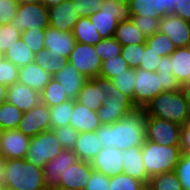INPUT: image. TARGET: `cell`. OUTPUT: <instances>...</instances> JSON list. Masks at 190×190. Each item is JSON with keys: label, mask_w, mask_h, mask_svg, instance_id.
<instances>
[{"label": "cell", "mask_w": 190, "mask_h": 190, "mask_svg": "<svg viewBox=\"0 0 190 190\" xmlns=\"http://www.w3.org/2000/svg\"><path fill=\"white\" fill-rule=\"evenodd\" d=\"M144 108H136L131 113L110 125H101L96 133L103 147H116L121 151L142 146L145 142Z\"/></svg>", "instance_id": "obj_1"}, {"label": "cell", "mask_w": 190, "mask_h": 190, "mask_svg": "<svg viewBox=\"0 0 190 190\" xmlns=\"http://www.w3.org/2000/svg\"><path fill=\"white\" fill-rule=\"evenodd\" d=\"M144 109L148 116L165 119L181 126L190 121L188 104L182 89L162 91Z\"/></svg>", "instance_id": "obj_2"}, {"label": "cell", "mask_w": 190, "mask_h": 190, "mask_svg": "<svg viewBox=\"0 0 190 190\" xmlns=\"http://www.w3.org/2000/svg\"><path fill=\"white\" fill-rule=\"evenodd\" d=\"M104 93L106 99L96 111L102 125H110L136 109L131 98L120 92L111 79L96 76L92 79Z\"/></svg>", "instance_id": "obj_3"}, {"label": "cell", "mask_w": 190, "mask_h": 190, "mask_svg": "<svg viewBox=\"0 0 190 190\" xmlns=\"http://www.w3.org/2000/svg\"><path fill=\"white\" fill-rule=\"evenodd\" d=\"M5 186L16 190H47L43 168L25 159H5Z\"/></svg>", "instance_id": "obj_4"}, {"label": "cell", "mask_w": 190, "mask_h": 190, "mask_svg": "<svg viewBox=\"0 0 190 190\" xmlns=\"http://www.w3.org/2000/svg\"><path fill=\"white\" fill-rule=\"evenodd\" d=\"M141 152L149 177L174 171L181 155L180 145H159L147 140L141 146Z\"/></svg>", "instance_id": "obj_5"}, {"label": "cell", "mask_w": 190, "mask_h": 190, "mask_svg": "<svg viewBox=\"0 0 190 190\" xmlns=\"http://www.w3.org/2000/svg\"><path fill=\"white\" fill-rule=\"evenodd\" d=\"M102 39L112 38L121 21L132 19L129 3L103 1L102 9L88 16Z\"/></svg>", "instance_id": "obj_6"}, {"label": "cell", "mask_w": 190, "mask_h": 190, "mask_svg": "<svg viewBox=\"0 0 190 190\" xmlns=\"http://www.w3.org/2000/svg\"><path fill=\"white\" fill-rule=\"evenodd\" d=\"M64 149L52 129L31 137L25 160L43 168Z\"/></svg>", "instance_id": "obj_7"}, {"label": "cell", "mask_w": 190, "mask_h": 190, "mask_svg": "<svg viewBox=\"0 0 190 190\" xmlns=\"http://www.w3.org/2000/svg\"><path fill=\"white\" fill-rule=\"evenodd\" d=\"M182 126L161 118L148 116L145 120V140L159 145H181Z\"/></svg>", "instance_id": "obj_8"}, {"label": "cell", "mask_w": 190, "mask_h": 190, "mask_svg": "<svg viewBox=\"0 0 190 190\" xmlns=\"http://www.w3.org/2000/svg\"><path fill=\"white\" fill-rule=\"evenodd\" d=\"M11 25L20 32L46 29L49 26L48 8L43 3L19 4L18 13Z\"/></svg>", "instance_id": "obj_9"}, {"label": "cell", "mask_w": 190, "mask_h": 190, "mask_svg": "<svg viewBox=\"0 0 190 190\" xmlns=\"http://www.w3.org/2000/svg\"><path fill=\"white\" fill-rule=\"evenodd\" d=\"M69 64L75 67L86 79L99 76L102 60L95 51V46L76 42L68 58Z\"/></svg>", "instance_id": "obj_10"}, {"label": "cell", "mask_w": 190, "mask_h": 190, "mask_svg": "<svg viewBox=\"0 0 190 190\" xmlns=\"http://www.w3.org/2000/svg\"><path fill=\"white\" fill-rule=\"evenodd\" d=\"M161 74L143 69H135L134 105L144 108L153 98L163 90L161 88Z\"/></svg>", "instance_id": "obj_11"}, {"label": "cell", "mask_w": 190, "mask_h": 190, "mask_svg": "<svg viewBox=\"0 0 190 190\" xmlns=\"http://www.w3.org/2000/svg\"><path fill=\"white\" fill-rule=\"evenodd\" d=\"M17 129L30 138L50 130V107L40 102L29 111L24 112Z\"/></svg>", "instance_id": "obj_12"}, {"label": "cell", "mask_w": 190, "mask_h": 190, "mask_svg": "<svg viewBox=\"0 0 190 190\" xmlns=\"http://www.w3.org/2000/svg\"><path fill=\"white\" fill-rule=\"evenodd\" d=\"M31 138L18 129L0 133V154L5 159H25Z\"/></svg>", "instance_id": "obj_13"}, {"label": "cell", "mask_w": 190, "mask_h": 190, "mask_svg": "<svg viewBox=\"0 0 190 190\" xmlns=\"http://www.w3.org/2000/svg\"><path fill=\"white\" fill-rule=\"evenodd\" d=\"M159 31L166 34L176 48L190 46V22L173 13H168L160 19Z\"/></svg>", "instance_id": "obj_14"}, {"label": "cell", "mask_w": 190, "mask_h": 190, "mask_svg": "<svg viewBox=\"0 0 190 190\" xmlns=\"http://www.w3.org/2000/svg\"><path fill=\"white\" fill-rule=\"evenodd\" d=\"M49 26L61 31L73 32L75 24L80 19L77 15L76 4L73 0H65L58 5L48 8Z\"/></svg>", "instance_id": "obj_15"}, {"label": "cell", "mask_w": 190, "mask_h": 190, "mask_svg": "<svg viewBox=\"0 0 190 190\" xmlns=\"http://www.w3.org/2000/svg\"><path fill=\"white\" fill-rule=\"evenodd\" d=\"M79 160L73 150H63L43 167L47 190L59 187L62 173Z\"/></svg>", "instance_id": "obj_16"}, {"label": "cell", "mask_w": 190, "mask_h": 190, "mask_svg": "<svg viewBox=\"0 0 190 190\" xmlns=\"http://www.w3.org/2000/svg\"><path fill=\"white\" fill-rule=\"evenodd\" d=\"M76 39L73 32H61L51 26L45 29L44 48L48 53L69 58L74 48Z\"/></svg>", "instance_id": "obj_17"}, {"label": "cell", "mask_w": 190, "mask_h": 190, "mask_svg": "<svg viewBox=\"0 0 190 190\" xmlns=\"http://www.w3.org/2000/svg\"><path fill=\"white\" fill-rule=\"evenodd\" d=\"M179 0H130L132 16L159 18L172 13Z\"/></svg>", "instance_id": "obj_18"}, {"label": "cell", "mask_w": 190, "mask_h": 190, "mask_svg": "<svg viewBox=\"0 0 190 190\" xmlns=\"http://www.w3.org/2000/svg\"><path fill=\"white\" fill-rule=\"evenodd\" d=\"M122 151L116 147H103L90 162L94 170L112 177L123 173Z\"/></svg>", "instance_id": "obj_19"}, {"label": "cell", "mask_w": 190, "mask_h": 190, "mask_svg": "<svg viewBox=\"0 0 190 190\" xmlns=\"http://www.w3.org/2000/svg\"><path fill=\"white\" fill-rule=\"evenodd\" d=\"M93 170L90 162L78 160L62 173L59 187L84 190Z\"/></svg>", "instance_id": "obj_20"}, {"label": "cell", "mask_w": 190, "mask_h": 190, "mask_svg": "<svg viewBox=\"0 0 190 190\" xmlns=\"http://www.w3.org/2000/svg\"><path fill=\"white\" fill-rule=\"evenodd\" d=\"M6 101L15 105L22 112L29 111L41 102L40 92L20 82L8 86Z\"/></svg>", "instance_id": "obj_21"}, {"label": "cell", "mask_w": 190, "mask_h": 190, "mask_svg": "<svg viewBox=\"0 0 190 190\" xmlns=\"http://www.w3.org/2000/svg\"><path fill=\"white\" fill-rule=\"evenodd\" d=\"M69 125L81 133L96 131L102 124L96 111L74 100V108Z\"/></svg>", "instance_id": "obj_22"}, {"label": "cell", "mask_w": 190, "mask_h": 190, "mask_svg": "<svg viewBox=\"0 0 190 190\" xmlns=\"http://www.w3.org/2000/svg\"><path fill=\"white\" fill-rule=\"evenodd\" d=\"M52 78V75L35 62L20 67L18 72V82L38 92H41Z\"/></svg>", "instance_id": "obj_23"}, {"label": "cell", "mask_w": 190, "mask_h": 190, "mask_svg": "<svg viewBox=\"0 0 190 190\" xmlns=\"http://www.w3.org/2000/svg\"><path fill=\"white\" fill-rule=\"evenodd\" d=\"M121 155L123 156V173L148 185L150 177L147 175L143 165L141 146L123 150Z\"/></svg>", "instance_id": "obj_24"}, {"label": "cell", "mask_w": 190, "mask_h": 190, "mask_svg": "<svg viewBox=\"0 0 190 190\" xmlns=\"http://www.w3.org/2000/svg\"><path fill=\"white\" fill-rule=\"evenodd\" d=\"M103 148L96 131L81 132L73 148L79 160L91 162Z\"/></svg>", "instance_id": "obj_25"}, {"label": "cell", "mask_w": 190, "mask_h": 190, "mask_svg": "<svg viewBox=\"0 0 190 190\" xmlns=\"http://www.w3.org/2000/svg\"><path fill=\"white\" fill-rule=\"evenodd\" d=\"M53 78L63 85L68 97L74 100L88 80L69 63L61 71L57 72Z\"/></svg>", "instance_id": "obj_26"}, {"label": "cell", "mask_w": 190, "mask_h": 190, "mask_svg": "<svg viewBox=\"0 0 190 190\" xmlns=\"http://www.w3.org/2000/svg\"><path fill=\"white\" fill-rule=\"evenodd\" d=\"M170 69L181 86L190 83V46L176 48L170 55Z\"/></svg>", "instance_id": "obj_27"}, {"label": "cell", "mask_w": 190, "mask_h": 190, "mask_svg": "<svg viewBox=\"0 0 190 190\" xmlns=\"http://www.w3.org/2000/svg\"><path fill=\"white\" fill-rule=\"evenodd\" d=\"M105 99L106 93L92 79H88L75 100L93 111H97Z\"/></svg>", "instance_id": "obj_28"}, {"label": "cell", "mask_w": 190, "mask_h": 190, "mask_svg": "<svg viewBox=\"0 0 190 190\" xmlns=\"http://www.w3.org/2000/svg\"><path fill=\"white\" fill-rule=\"evenodd\" d=\"M113 37L122 46L146 43L147 39L146 36L141 33L132 19L119 22Z\"/></svg>", "instance_id": "obj_29"}, {"label": "cell", "mask_w": 190, "mask_h": 190, "mask_svg": "<svg viewBox=\"0 0 190 190\" xmlns=\"http://www.w3.org/2000/svg\"><path fill=\"white\" fill-rule=\"evenodd\" d=\"M73 35L78 43L96 45L102 40L100 34L88 17H83L78 20L73 29Z\"/></svg>", "instance_id": "obj_30"}, {"label": "cell", "mask_w": 190, "mask_h": 190, "mask_svg": "<svg viewBox=\"0 0 190 190\" xmlns=\"http://www.w3.org/2000/svg\"><path fill=\"white\" fill-rule=\"evenodd\" d=\"M34 62L52 76L61 71L69 63L68 59L64 56L52 55L45 48L35 54Z\"/></svg>", "instance_id": "obj_31"}, {"label": "cell", "mask_w": 190, "mask_h": 190, "mask_svg": "<svg viewBox=\"0 0 190 190\" xmlns=\"http://www.w3.org/2000/svg\"><path fill=\"white\" fill-rule=\"evenodd\" d=\"M41 102L49 107H53L69 100L63 85L52 78L40 92Z\"/></svg>", "instance_id": "obj_32"}, {"label": "cell", "mask_w": 190, "mask_h": 190, "mask_svg": "<svg viewBox=\"0 0 190 190\" xmlns=\"http://www.w3.org/2000/svg\"><path fill=\"white\" fill-rule=\"evenodd\" d=\"M34 57L35 54L27 47L21 38L4 54V58L11 61L18 68L34 62Z\"/></svg>", "instance_id": "obj_33"}, {"label": "cell", "mask_w": 190, "mask_h": 190, "mask_svg": "<svg viewBox=\"0 0 190 190\" xmlns=\"http://www.w3.org/2000/svg\"><path fill=\"white\" fill-rule=\"evenodd\" d=\"M73 108L74 99H69L59 105L50 107L51 129L68 126L70 124Z\"/></svg>", "instance_id": "obj_34"}, {"label": "cell", "mask_w": 190, "mask_h": 190, "mask_svg": "<svg viewBox=\"0 0 190 190\" xmlns=\"http://www.w3.org/2000/svg\"><path fill=\"white\" fill-rule=\"evenodd\" d=\"M24 112H22L15 105L10 104L5 101L0 105V129L10 130L17 129L20 123V120L23 117Z\"/></svg>", "instance_id": "obj_35"}, {"label": "cell", "mask_w": 190, "mask_h": 190, "mask_svg": "<svg viewBox=\"0 0 190 190\" xmlns=\"http://www.w3.org/2000/svg\"><path fill=\"white\" fill-rule=\"evenodd\" d=\"M147 187L150 190H183L175 171L153 175Z\"/></svg>", "instance_id": "obj_36"}, {"label": "cell", "mask_w": 190, "mask_h": 190, "mask_svg": "<svg viewBox=\"0 0 190 190\" xmlns=\"http://www.w3.org/2000/svg\"><path fill=\"white\" fill-rule=\"evenodd\" d=\"M146 45L162 57L170 56L176 50L172 40L160 31L150 37H147Z\"/></svg>", "instance_id": "obj_37"}, {"label": "cell", "mask_w": 190, "mask_h": 190, "mask_svg": "<svg viewBox=\"0 0 190 190\" xmlns=\"http://www.w3.org/2000/svg\"><path fill=\"white\" fill-rule=\"evenodd\" d=\"M127 69H130V66L122 55H118L102 61L99 76L106 79H112L116 75L124 73Z\"/></svg>", "instance_id": "obj_38"}, {"label": "cell", "mask_w": 190, "mask_h": 190, "mask_svg": "<svg viewBox=\"0 0 190 190\" xmlns=\"http://www.w3.org/2000/svg\"><path fill=\"white\" fill-rule=\"evenodd\" d=\"M109 185V190H145L147 188L144 182L125 173L110 177Z\"/></svg>", "instance_id": "obj_39"}, {"label": "cell", "mask_w": 190, "mask_h": 190, "mask_svg": "<svg viewBox=\"0 0 190 190\" xmlns=\"http://www.w3.org/2000/svg\"><path fill=\"white\" fill-rule=\"evenodd\" d=\"M116 88L132 99L134 104L135 69H127L111 79Z\"/></svg>", "instance_id": "obj_40"}, {"label": "cell", "mask_w": 190, "mask_h": 190, "mask_svg": "<svg viewBox=\"0 0 190 190\" xmlns=\"http://www.w3.org/2000/svg\"><path fill=\"white\" fill-rule=\"evenodd\" d=\"M94 46L102 61L121 55L122 52V45L114 37L102 39Z\"/></svg>", "instance_id": "obj_41"}, {"label": "cell", "mask_w": 190, "mask_h": 190, "mask_svg": "<svg viewBox=\"0 0 190 190\" xmlns=\"http://www.w3.org/2000/svg\"><path fill=\"white\" fill-rule=\"evenodd\" d=\"M21 32L11 24L0 25V51L5 52L20 40Z\"/></svg>", "instance_id": "obj_42"}, {"label": "cell", "mask_w": 190, "mask_h": 190, "mask_svg": "<svg viewBox=\"0 0 190 190\" xmlns=\"http://www.w3.org/2000/svg\"><path fill=\"white\" fill-rule=\"evenodd\" d=\"M142 52H144V43L130 44L122 46L121 55L131 69H138L142 60Z\"/></svg>", "instance_id": "obj_43"}, {"label": "cell", "mask_w": 190, "mask_h": 190, "mask_svg": "<svg viewBox=\"0 0 190 190\" xmlns=\"http://www.w3.org/2000/svg\"><path fill=\"white\" fill-rule=\"evenodd\" d=\"M175 173L181 183L183 190H190V154L181 152Z\"/></svg>", "instance_id": "obj_44"}, {"label": "cell", "mask_w": 190, "mask_h": 190, "mask_svg": "<svg viewBox=\"0 0 190 190\" xmlns=\"http://www.w3.org/2000/svg\"><path fill=\"white\" fill-rule=\"evenodd\" d=\"M44 35L45 29H31L21 32V39L25 42L27 47L36 54L41 49H44Z\"/></svg>", "instance_id": "obj_45"}, {"label": "cell", "mask_w": 190, "mask_h": 190, "mask_svg": "<svg viewBox=\"0 0 190 190\" xmlns=\"http://www.w3.org/2000/svg\"><path fill=\"white\" fill-rule=\"evenodd\" d=\"M64 150H73L79 132L72 126L57 127L52 129Z\"/></svg>", "instance_id": "obj_46"}, {"label": "cell", "mask_w": 190, "mask_h": 190, "mask_svg": "<svg viewBox=\"0 0 190 190\" xmlns=\"http://www.w3.org/2000/svg\"><path fill=\"white\" fill-rule=\"evenodd\" d=\"M19 68L6 58L0 60V83L10 86L18 81Z\"/></svg>", "instance_id": "obj_47"}, {"label": "cell", "mask_w": 190, "mask_h": 190, "mask_svg": "<svg viewBox=\"0 0 190 190\" xmlns=\"http://www.w3.org/2000/svg\"><path fill=\"white\" fill-rule=\"evenodd\" d=\"M132 20L141 33L147 37L154 35L159 31L160 19L159 18H150L144 16H132Z\"/></svg>", "instance_id": "obj_48"}, {"label": "cell", "mask_w": 190, "mask_h": 190, "mask_svg": "<svg viewBox=\"0 0 190 190\" xmlns=\"http://www.w3.org/2000/svg\"><path fill=\"white\" fill-rule=\"evenodd\" d=\"M17 0H0V25L11 24L18 13Z\"/></svg>", "instance_id": "obj_49"}, {"label": "cell", "mask_w": 190, "mask_h": 190, "mask_svg": "<svg viewBox=\"0 0 190 190\" xmlns=\"http://www.w3.org/2000/svg\"><path fill=\"white\" fill-rule=\"evenodd\" d=\"M161 58V55H158L157 52L144 43V52H142V60L139 68L150 72H157L158 63Z\"/></svg>", "instance_id": "obj_50"}, {"label": "cell", "mask_w": 190, "mask_h": 190, "mask_svg": "<svg viewBox=\"0 0 190 190\" xmlns=\"http://www.w3.org/2000/svg\"><path fill=\"white\" fill-rule=\"evenodd\" d=\"M73 4H76L79 18H83L101 11L103 0H73Z\"/></svg>", "instance_id": "obj_51"}, {"label": "cell", "mask_w": 190, "mask_h": 190, "mask_svg": "<svg viewBox=\"0 0 190 190\" xmlns=\"http://www.w3.org/2000/svg\"><path fill=\"white\" fill-rule=\"evenodd\" d=\"M109 184L110 177L102 174L101 172L93 170L84 190H109Z\"/></svg>", "instance_id": "obj_52"}, {"label": "cell", "mask_w": 190, "mask_h": 190, "mask_svg": "<svg viewBox=\"0 0 190 190\" xmlns=\"http://www.w3.org/2000/svg\"><path fill=\"white\" fill-rule=\"evenodd\" d=\"M157 74H161L162 85L160 86L163 91H179L181 89L182 86L178 83L172 72H157Z\"/></svg>", "instance_id": "obj_53"}, {"label": "cell", "mask_w": 190, "mask_h": 190, "mask_svg": "<svg viewBox=\"0 0 190 190\" xmlns=\"http://www.w3.org/2000/svg\"><path fill=\"white\" fill-rule=\"evenodd\" d=\"M172 13L182 20L190 22V0H179Z\"/></svg>", "instance_id": "obj_54"}, {"label": "cell", "mask_w": 190, "mask_h": 190, "mask_svg": "<svg viewBox=\"0 0 190 190\" xmlns=\"http://www.w3.org/2000/svg\"><path fill=\"white\" fill-rule=\"evenodd\" d=\"M180 149L190 154V121L182 126Z\"/></svg>", "instance_id": "obj_55"}, {"label": "cell", "mask_w": 190, "mask_h": 190, "mask_svg": "<svg viewBox=\"0 0 190 190\" xmlns=\"http://www.w3.org/2000/svg\"><path fill=\"white\" fill-rule=\"evenodd\" d=\"M157 72L168 73L172 72L170 69V56H164L158 63Z\"/></svg>", "instance_id": "obj_56"}, {"label": "cell", "mask_w": 190, "mask_h": 190, "mask_svg": "<svg viewBox=\"0 0 190 190\" xmlns=\"http://www.w3.org/2000/svg\"><path fill=\"white\" fill-rule=\"evenodd\" d=\"M8 86L0 83V105L6 101Z\"/></svg>", "instance_id": "obj_57"}, {"label": "cell", "mask_w": 190, "mask_h": 190, "mask_svg": "<svg viewBox=\"0 0 190 190\" xmlns=\"http://www.w3.org/2000/svg\"><path fill=\"white\" fill-rule=\"evenodd\" d=\"M185 98H186V102L188 104V109H189V114H190V85H184L181 87Z\"/></svg>", "instance_id": "obj_58"}, {"label": "cell", "mask_w": 190, "mask_h": 190, "mask_svg": "<svg viewBox=\"0 0 190 190\" xmlns=\"http://www.w3.org/2000/svg\"><path fill=\"white\" fill-rule=\"evenodd\" d=\"M4 162L5 158L0 154V183L2 184L5 181Z\"/></svg>", "instance_id": "obj_59"}, {"label": "cell", "mask_w": 190, "mask_h": 190, "mask_svg": "<svg viewBox=\"0 0 190 190\" xmlns=\"http://www.w3.org/2000/svg\"><path fill=\"white\" fill-rule=\"evenodd\" d=\"M65 0H43L42 3L45 7L49 8L53 5H58L60 3H62Z\"/></svg>", "instance_id": "obj_60"}, {"label": "cell", "mask_w": 190, "mask_h": 190, "mask_svg": "<svg viewBox=\"0 0 190 190\" xmlns=\"http://www.w3.org/2000/svg\"><path fill=\"white\" fill-rule=\"evenodd\" d=\"M43 0H17L19 4L42 3Z\"/></svg>", "instance_id": "obj_61"}, {"label": "cell", "mask_w": 190, "mask_h": 190, "mask_svg": "<svg viewBox=\"0 0 190 190\" xmlns=\"http://www.w3.org/2000/svg\"><path fill=\"white\" fill-rule=\"evenodd\" d=\"M108 2H114V3H129L130 0H103Z\"/></svg>", "instance_id": "obj_62"}, {"label": "cell", "mask_w": 190, "mask_h": 190, "mask_svg": "<svg viewBox=\"0 0 190 190\" xmlns=\"http://www.w3.org/2000/svg\"><path fill=\"white\" fill-rule=\"evenodd\" d=\"M51 190H79V189H67V188H64V187H57V188H54V189H51Z\"/></svg>", "instance_id": "obj_63"}, {"label": "cell", "mask_w": 190, "mask_h": 190, "mask_svg": "<svg viewBox=\"0 0 190 190\" xmlns=\"http://www.w3.org/2000/svg\"><path fill=\"white\" fill-rule=\"evenodd\" d=\"M4 190H16V189H14V188H12V187H10V186H5V185H4Z\"/></svg>", "instance_id": "obj_64"}, {"label": "cell", "mask_w": 190, "mask_h": 190, "mask_svg": "<svg viewBox=\"0 0 190 190\" xmlns=\"http://www.w3.org/2000/svg\"><path fill=\"white\" fill-rule=\"evenodd\" d=\"M0 190H4V184L0 183Z\"/></svg>", "instance_id": "obj_65"}, {"label": "cell", "mask_w": 190, "mask_h": 190, "mask_svg": "<svg viewBox=\"0 0 190 190\" xmlns=\"http://www.w3.org/2000/svg\"><path fill=\"white\" fill-rule=\"evenodd\" d=\"M4 57V54L0 51V60Z\"/></svg>", "instance_id": "obj_66"}]
</instances>
